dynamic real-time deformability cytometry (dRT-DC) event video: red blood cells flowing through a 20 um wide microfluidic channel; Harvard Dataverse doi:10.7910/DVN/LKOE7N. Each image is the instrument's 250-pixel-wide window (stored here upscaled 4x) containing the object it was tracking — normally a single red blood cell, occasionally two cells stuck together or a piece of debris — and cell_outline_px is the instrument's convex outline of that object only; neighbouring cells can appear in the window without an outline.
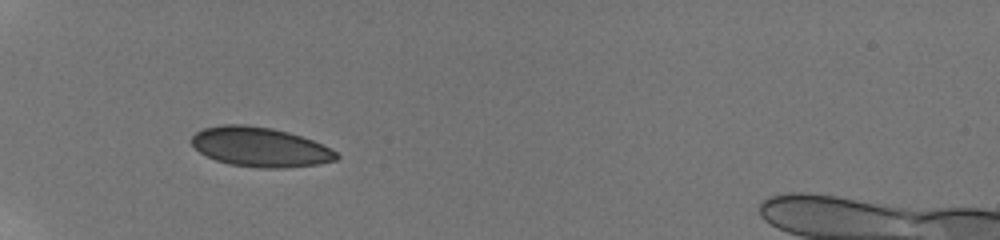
{"species": "human", "species_latin": "Homo sapiens", "temperature_condition": "room temperature", "stored_images_in_passage": 36, "camera_frame_rate_fps": 3000, "um_per_image_px": 0.085, "donor": {"sex": "male"}, "frame": {"image": 1, "passage_image": 1, "time_ms": 0.0, "image_size_px": [1000, 240], "cell_outline_px": [[340, 156], [336, 160], [320, 164], [284, 168], [260, 168], [228, 164], [216, 160], [200, 152], [192, 144], [192, 136], [196, 132], [204, 128], [220, 124], [244, 124], [272, 128], [288, 132], [312, 140], [336, 152]], "centroid_in_image_um": [22.1, 12.5], "position_along_channel_um": 62.9, "area_um2": 33.29}}
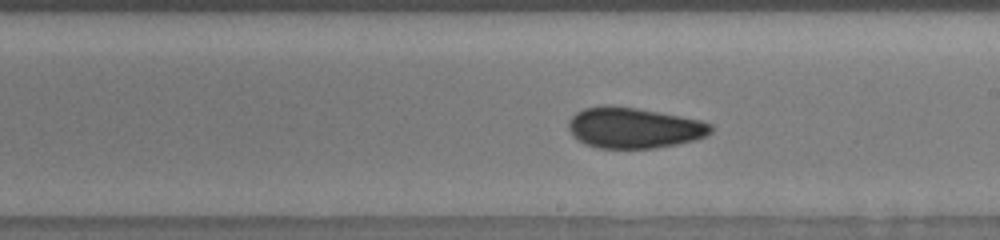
{"frame": {"image": 2, "passage_image": 16, "time_ms": 5.0, "image_size_px": [1000, 240], "cell_outline_px": [[712, 132], [708, 136], [696, 140], [676, 144], [652, 148], [600, 148], [584, 144], [572, 136], [568, 128], [568, 120], [576, 112], [584, 108], [636, 108], [680, 116], [700, 120], [712, 124]], "centroid_in_image_um": [53.91, 10.9], "position_along_channel_um": 235.1, "area_um2": 33.23}}
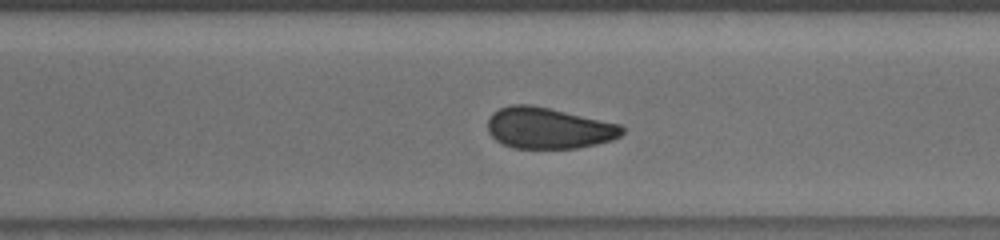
{"frame": {"image": 3, "passage_image": 23, "time_ms": 7.333, "image_size_px": [1000, 240], "cell_outline_px": [[624, 132], [620, 136], [612, 140], [596, 144], [576, 148], [512, 148], [496, 140], [488, 132], [488, 116], [492, 112], [500, 108], [512, 104], [532, 104], [620, 124], [624, 128]], "centroid_in_image_um": [46.61, 10.88], "position_along_channel_um": 324.0, "area_um2": 32.31}, "authors_computed_cell_mechanics": {"area_um2": 32.946, "velocity_mm_per_s": 3.8151, "shape_relaxation_time_tau1_ms": 8.2338, "shape_relaxation_time_tau2_ms": 4.0605, "deformation_change_tau1": 0.101, "deformation_change_tau2": 0.0477}}